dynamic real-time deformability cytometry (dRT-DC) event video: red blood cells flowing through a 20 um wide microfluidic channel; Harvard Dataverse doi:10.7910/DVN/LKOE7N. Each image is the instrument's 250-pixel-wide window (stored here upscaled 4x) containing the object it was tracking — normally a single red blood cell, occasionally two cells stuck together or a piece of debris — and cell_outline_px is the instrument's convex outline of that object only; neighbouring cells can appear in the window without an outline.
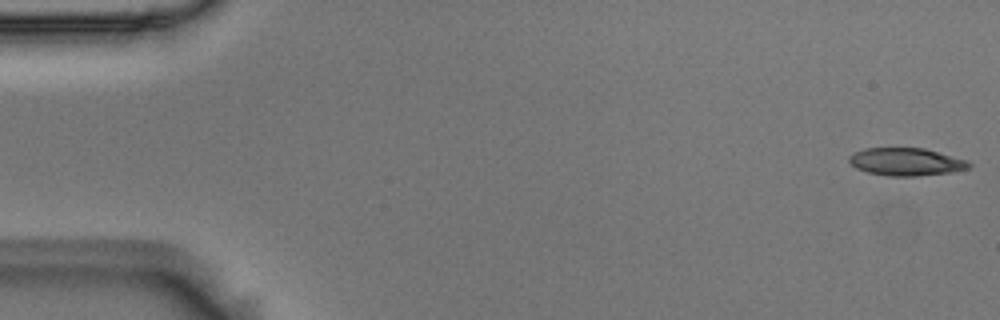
{"species": "Egyptian fruit bat (a non-hibernating species)", "species_latin": "Rousettus aegyptiacus", "temperature_condition": "room temperature", "stored_images_in_passage": 54, "camera_frame_rate_fps": 3000, "um_per_image_px": 0.085, "animal": {"sex": "male"}, "frame": {"image": 1, "passage_image": 1, "time_ms": 0.0, "image_size_px": [1000, 320], "cell_outline_px": [[972, 164], [968, 168], [948, 172], [916, 176], [888, 176], [868, 172], [856, 168], [848, 160], [848, 156], [852, 152], [864, 148], [924, 148], [968, 160]], "centroid_in_image_um": [76.98, 13.74], "position_along_channel_um": 8.0, "area_um2": 19.31}}
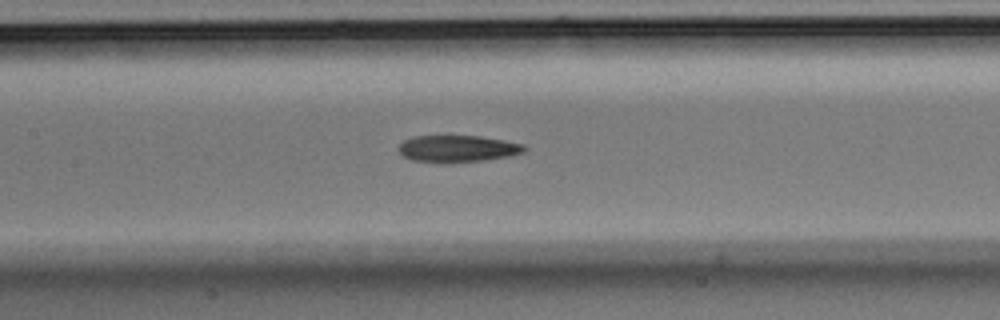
{"frame": {"image": 2, "passage_image": 25, "time_ms": 8.0, "image_size_px": [1000, 320], "cell_outline_px": [[528, 148], [524, 152], [508, 156], [480, 160], [444, 164], [412, 160], [404, 156], [396, 148], [404, 140], [412, 136], [480, 136], [504, 140], [524, 144]], "centroid_in_image_um": [38.87, 12.64], "position_along_channel_um": 168.5, "area_um2": 19.83}}
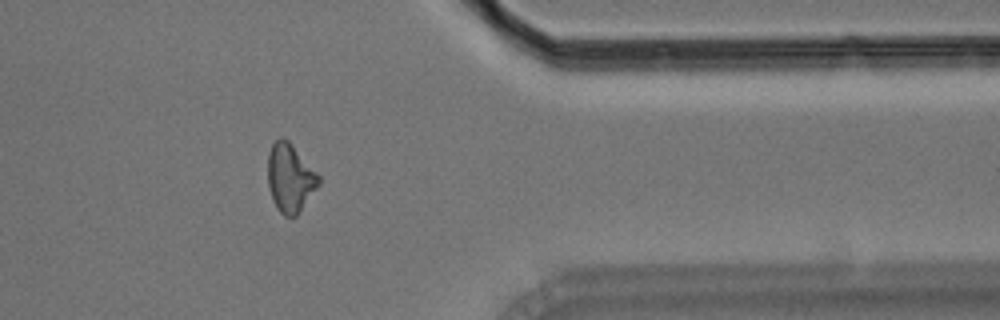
{"frame": {"image": 3, "passage_image": 44, "time_ms": 14.333, "image_size_px": [1000, 320], "cell_outline_px": [[320, 184], [300, 212], [296, 216], [284, 216], [276, 208], [272, 200], [268, 184], [268, 152], [272, 144], [280, 136], [288, 140], [292, 144], [320, 176]], "centroid_in_image_um": [24.66, 15.13], "position_along_channel_um": 386.7, "area_um2": 20.4}, "authors_computed_cell_mechanics": {"area_um2": 19.941, "velocity_mm_per_s": 3.6884, "shape_relaxation_time_tau1_ms": 5.5909, "shape_relaxation_time_tau2_ms": 3.6913, "deformation_change_tau1": 0.1759, "deformation_change_tau2": 0.1299}}